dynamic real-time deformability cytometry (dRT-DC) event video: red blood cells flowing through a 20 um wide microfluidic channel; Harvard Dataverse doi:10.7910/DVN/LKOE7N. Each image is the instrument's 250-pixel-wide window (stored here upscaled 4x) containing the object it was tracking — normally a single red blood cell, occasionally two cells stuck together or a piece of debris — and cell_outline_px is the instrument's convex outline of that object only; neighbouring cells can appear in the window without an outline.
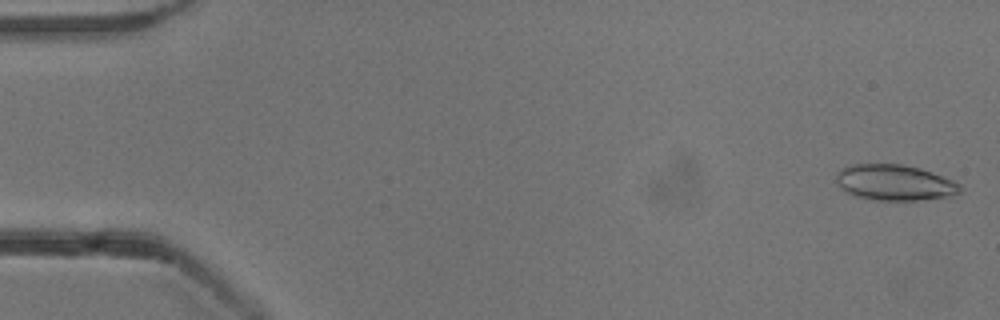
{"species": "common noctule bat (a hibernating species)", "species_latin": "Nyctalus noctula", "temperature_condition": "cold", "stored_images_in_passage": 54, "camera_frame_rate_fps": 3000, "um_per_image_px": 0.085, "animal": {"sex": "male", "body_mass_g": 13.3}, "frame": {"image": 1, "passage_image": 2, "time_ms": 0.333, "image_size_px": [1000, 320], "cell_outline_px": [[964, 188], [960, 192], [948, 196], [916, 200], [872, 200], [852, 196], [844, 192], [840, 188], [836, 180], [836, 172], [840, 168], [848, 164], [904, 164], [920, 168], [932, 172], [952, 180], [960, 184]], "centroid_in_image_um": [75.98, 15.51], "position_along_channel_um": 9.0, "area_um2": 26.18}}
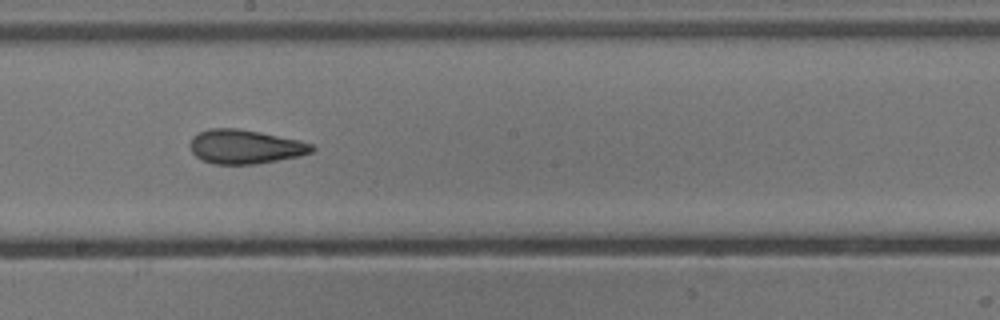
{"frame": {"image": 2, "passage_image": 30, "time_ms": 9.667, "image_size_px": [1000, 320], "cell_outline_px": [[316, 148], [312, 152], [300, 156], [256, 164], [212, 164], [200, 160], [192, 152], [188, 144], [192, 136], [208, 128], [236, 128], [260, 132], [296, 140], [312, 144]], "centroid_in_image_um": [20.78, 12.48], "position_along_channel_um": 227.4, "area_um2": 24.28}}
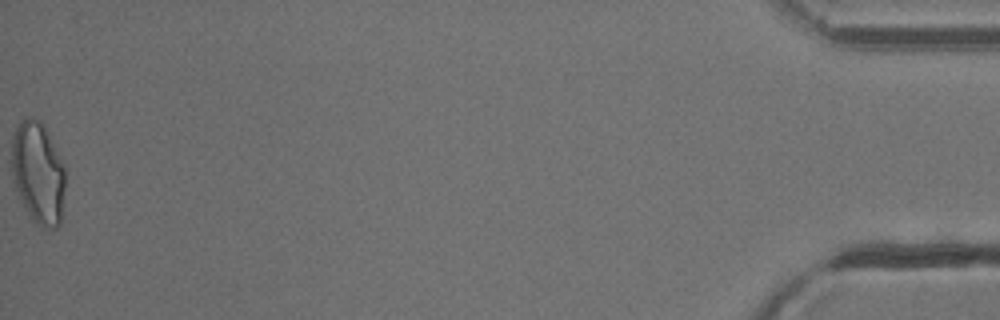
{"frame": {"image": 3, "passage_image": 54, "time_ms": 17.667, "image_size_px": [1000, 320], "cell_outline_px": [[64, 188], [60, 224], [56, 228], [44, 228], [32, 220], [24, 208], [16, 188], [12, 176], [12, 140], [16, 128], [20, 120], [24, 116], [32, 116], [40, 120], [44, 124], [64, 164]], "centroid_in_image_um": [3.23, 14.66], "position_along_channel_um": 432.0, "area_um2": 32.02}, "authors_computed_cell_mechanics": {"area_um2": 24.7673, "velocity_mm_per_s": 3.8604, "shape_relaxation_time_tau1_ms": 5.1631, "shape_relaxation_time_tau2_ms": 1.7282, "deformation_change_tau1": 0.1439, "deformation_change_tau2": 0.0968}}